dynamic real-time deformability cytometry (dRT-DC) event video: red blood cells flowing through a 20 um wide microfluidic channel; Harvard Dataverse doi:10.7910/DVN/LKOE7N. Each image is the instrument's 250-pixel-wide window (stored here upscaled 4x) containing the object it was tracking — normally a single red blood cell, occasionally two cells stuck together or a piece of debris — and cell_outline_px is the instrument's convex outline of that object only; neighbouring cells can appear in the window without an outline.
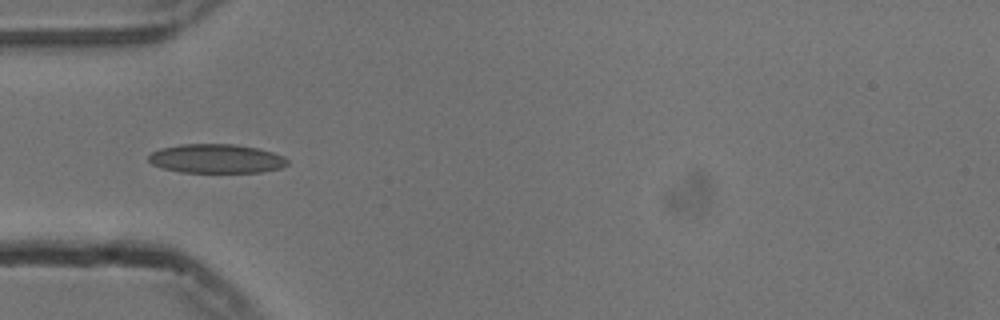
{"species": "common noctule bat (a hibernating species)", "species_latin": "Nyctalus noctula", "temperature_condition": "cold", "stored_images_in_passage": 28, "camera_frame_rate_fps": 3000, "um_per_image_px": 0.085, "animal": {"sex": "male", "body_mass_g": 13.3}, "frame": {"image": 1, "passage_image": 5, "time_ms": 1.333, "image_size_px": [1000, 320], "cell_outline_px": [[288, 164], [280, 168], [260, 172], [180, 172], [164, 168], [152, 164], [148, 160], [148, 156], [152, 152], [160, 148], [180, 144], [232, 144], [256, 148], [272, 152], [284, 156], [288, 160]], "centroid_in_image_um": [18.37, 13.48], "position_along_channel_um": 66.6, "area_um2": 23.41}}